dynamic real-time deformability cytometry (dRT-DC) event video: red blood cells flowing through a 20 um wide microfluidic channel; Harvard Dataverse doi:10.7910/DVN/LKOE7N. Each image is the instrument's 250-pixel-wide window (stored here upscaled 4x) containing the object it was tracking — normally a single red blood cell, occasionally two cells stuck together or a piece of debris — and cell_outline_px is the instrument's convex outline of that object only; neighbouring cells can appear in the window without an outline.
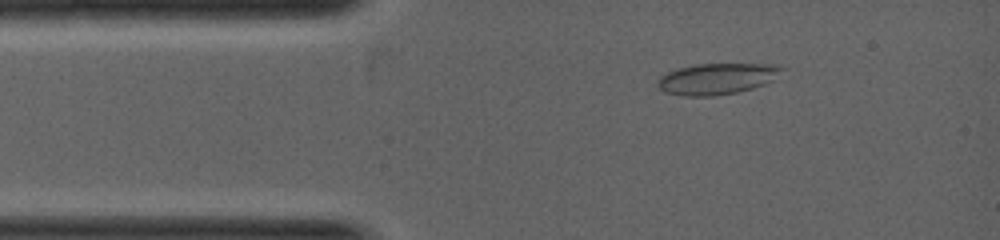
{"species": "common noctule bat (a hibernating species)", "species_latin": "Nyctalus noctula", "temperature_condition": "warm", "stored_images_in_passage": 1, "camera_frame_rate_fps": 5000, "um_per_image_px": 0.085, "animal": {"sex": "female", "body_mass_g": 19.0, "forearm_length_mm": 53.3}, "frame": {"image": 1, "passage_image": 1, "time_ms": 0.0, "image_size_px": [1000, 240], "cell_outline_px": [[784, 68], [776, 80], [752, 88], [736, 92], [712, 96], [680, 96], [664, 92], [656, 84], [656, 80], [660, 76], [676, 68], [696, 64], [780, 64]], "centroid_in_image_um": [60.94, 6.69], "position_along_channel_um": 24.1, "area_um2": 22.83}}